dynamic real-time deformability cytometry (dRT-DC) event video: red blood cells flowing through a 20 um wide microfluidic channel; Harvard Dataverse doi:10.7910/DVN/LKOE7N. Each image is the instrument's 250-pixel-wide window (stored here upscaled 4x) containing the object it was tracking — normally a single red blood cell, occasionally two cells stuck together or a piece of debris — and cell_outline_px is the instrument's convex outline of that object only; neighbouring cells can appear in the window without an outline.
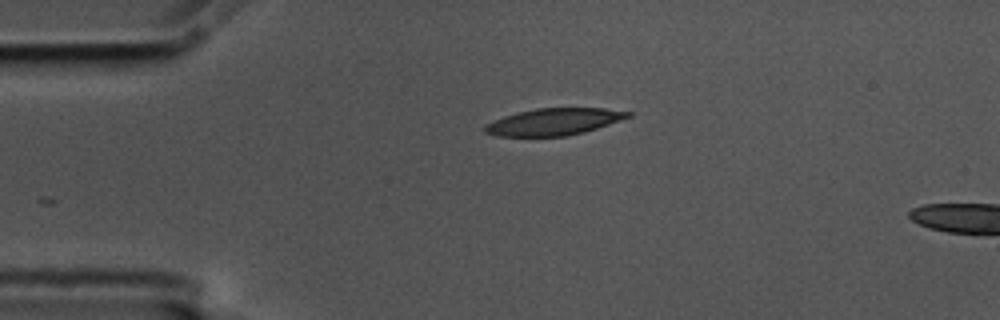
{"species": "common noctule bat (a hibernating species)", "species_latin": "Nyctalus noctula", "temperature_condition": "cold", "stored_images_in_passage": 5, "camera_frame_rate_fps": 3000, "um_per_image_px": 0.085, "animal": {"sex": "male", "body_mass_g": 17.5, "forearm_length_mm": 52.3}, "frame": {"image": 1, "passage_image": 1, "time_ms": 0.0, "image_size_px": [1000, 320], "cell_outline_px": [[632, 116], [584, 132], [568, 136], [496, 136], [484, 132], [484, 124], [504, 116], [536, 108], [604, 108], [632, 112]], "centroid_in_image_um": [47.06, 10.35], "position_along_channel_um": 37.9, "area_um2": 22.31}}